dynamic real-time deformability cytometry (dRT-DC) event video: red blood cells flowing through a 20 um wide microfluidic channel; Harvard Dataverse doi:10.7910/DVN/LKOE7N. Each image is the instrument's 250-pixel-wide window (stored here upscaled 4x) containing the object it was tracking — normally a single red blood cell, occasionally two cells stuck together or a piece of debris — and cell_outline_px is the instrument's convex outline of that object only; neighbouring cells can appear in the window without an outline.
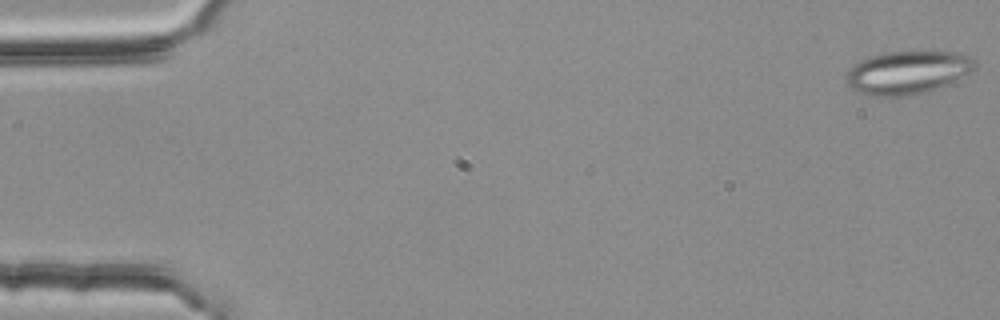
{"species": "common noctule bat (a hibernating species)", "species_latin": "Nyctalus noctula", "temperature_condition": "room temperature", "stored_images_in_passage": 9, "camera_frame_rate_fps": 3000, "um_per_image_px": 0.085, "animal": {"sex": "female", "body_mass_g": 25.1}, "frame": {"image": 1, "passage_image": 1, "time_ms": 0.0, "image_size_px": [1000, 320], "cell_outline_px": [[976, 64], [968, 72], [928, 92], [908, 96], [864, 96], [848, 88], [844, 80], [848, 72], [860, 60], [884, 52], [960, 52], [972, 56]], "centroid_in_image_um": [77.06, 6.18], "position_along_channel_um": 7.9, "area_um2": 32.19}}